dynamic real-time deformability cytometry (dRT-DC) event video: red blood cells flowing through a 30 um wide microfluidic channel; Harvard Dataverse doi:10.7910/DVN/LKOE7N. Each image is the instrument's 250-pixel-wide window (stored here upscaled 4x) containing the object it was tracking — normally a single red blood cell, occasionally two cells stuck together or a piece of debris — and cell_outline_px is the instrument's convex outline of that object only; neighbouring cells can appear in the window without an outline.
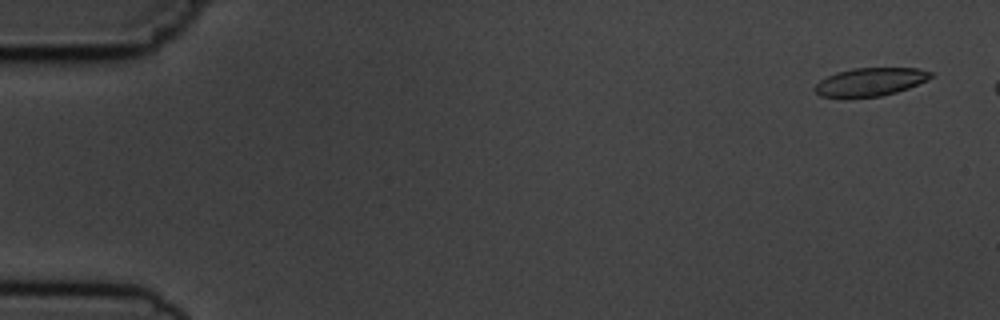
{"species": "common noctule bat (a hibernating species)", "species_latin": "Nyctalus noctula", "temperature_condition": "cold", "stored_images_in_passage": 6, "camera_frame_rate_fps": 3000, "um_per_image_px": 0.085, "animal": {"sex": "male", "body_mass_g": 19.5, "forearm_length_mm": 54.6}, "frame": {"image": 1, "passage_image": 1, "time_ms": 0.0, "image_size_px": [1000, 320], "cell_outline_px": [[932, 76], [928, 80], [908, 88], [896, 92], [880, 96], [820, 96], [812, 88], [820, 80], [836, 72], [852, 68], [920, 68], [932, 72]], "centroid_in_image_um": [74.0, 6.93], "position_along_channel_um": 11.0, "area_um2": 18.79}}